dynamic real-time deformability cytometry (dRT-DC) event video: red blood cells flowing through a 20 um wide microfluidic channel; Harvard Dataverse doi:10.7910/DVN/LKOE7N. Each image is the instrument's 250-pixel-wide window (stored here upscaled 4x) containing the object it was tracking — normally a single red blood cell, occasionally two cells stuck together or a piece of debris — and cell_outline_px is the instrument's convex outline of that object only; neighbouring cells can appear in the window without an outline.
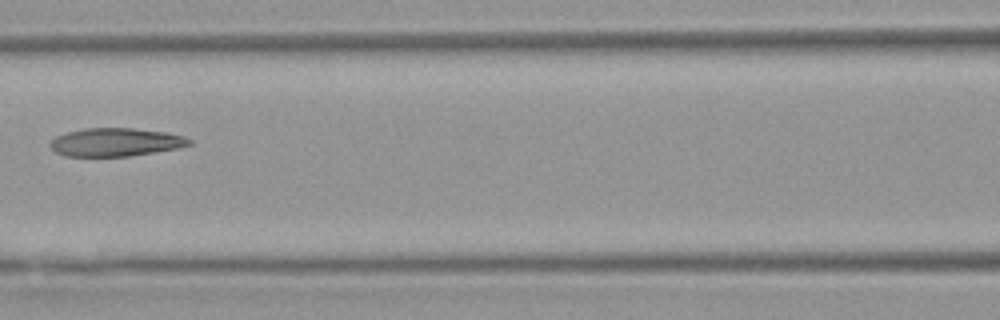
{"species": "Egyptian fruit bat (a non-hibernating species)", "species_latin": "Rousettus aegyptiacus", "temperature_condition": "warm", "stored_images_in_passage": 5, "camera_frame_rate_fps": 3000, "um_per_image_px": 0.085, "animal": {"sex": "female"}, "frame": {"image": 1, "passage_image": 5, "time_ms": 6.333, "image_size_px": [1000, 320], "cell_outline_px": [[192, 144], [176, 148], [128, 156], [64, 156], [56, 152], [48, 144], [56, 136], [68, 132], [84, 128], [132, 128], [164, 132], [184, 136], [192, 140]], "centroid_in_image_um": [9.81, 12.08], "position_along_channel_um": 156.8, "area_um2": 22.66}}